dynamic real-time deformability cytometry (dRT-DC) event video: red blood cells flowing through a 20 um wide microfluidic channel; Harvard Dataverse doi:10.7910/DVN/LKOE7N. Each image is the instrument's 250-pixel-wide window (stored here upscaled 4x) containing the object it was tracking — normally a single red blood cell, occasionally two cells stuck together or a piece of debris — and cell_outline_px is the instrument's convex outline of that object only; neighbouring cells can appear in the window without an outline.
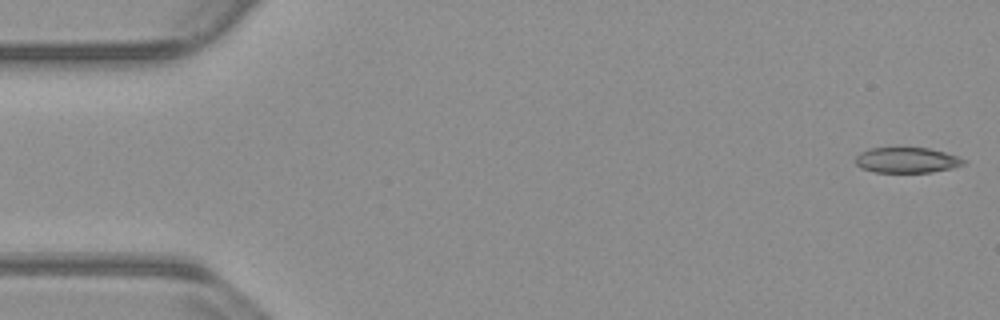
{"species": "common noctule bat (a hibernating species)", "species_latin": "Nyctalus noctula", "temperature_condition": "warm", "stored_images_in_passage": 53, "camera_frame_rate_fps": 3000, "um_per_image_px": 0.085, "animal": {"sex": "male", "body_mass_g": 23.1, "forearm_length_mm": 52.7}, "frame": {"image": 1, "passage_image": 1, "time_ms": 0.0, "image_size_px": [1000, 320], "cell_outline_px": [[968, 160], [964, 164], [952, 168], [932, 172], [876, 172], [860, 168], [856, 164], [856, 156], [860, 152], [868, 148], [928, 148], [960, 156]], "centroid_in_image_um": [77.1, 13.61], "position_along_channel_um": 7.9, "area_um2": 16.13}}
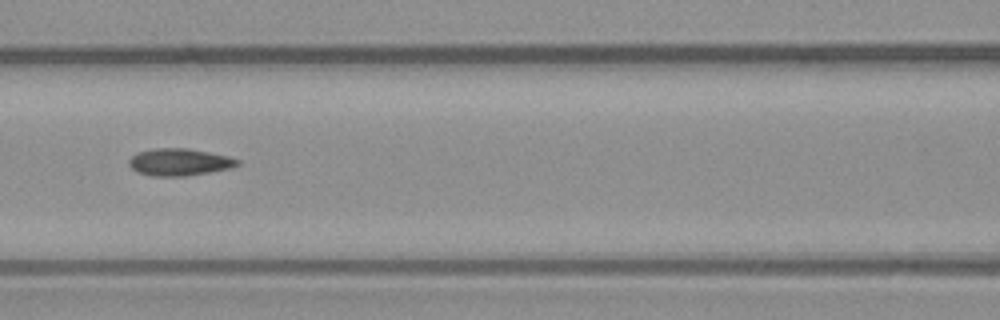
{"frame": {"image": 2, "passage_image": 23, "time_ms": 7.333, "image_size_px": [1000, 320], "cell_outline_px": [[240, 164], [232, 168], [188, 176], [152, 176], [136, 172], [128, 164], [128, 160], [136, 152], [152, 148], [188, 148], [228, 156], [240, 160]], "centroid_in_image_um": [15.23, 13.78], "position_along_channel_um": 151.4, "area_um2": 17.4}}
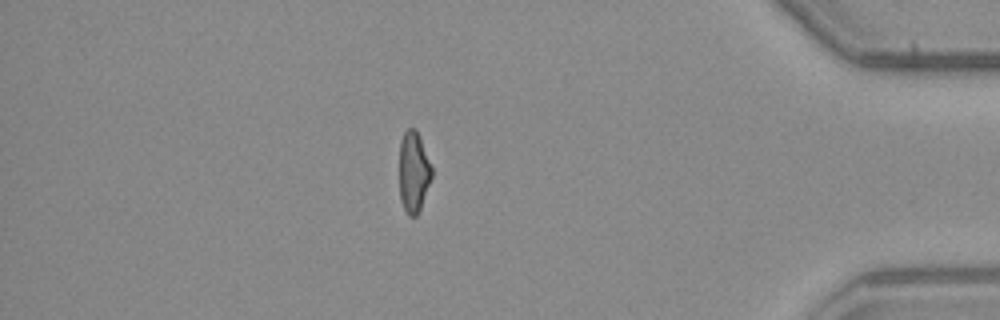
{"frame": {"image": 3, "passage_image": 46, "time_ms": 15.0, "image_size_px": [1000, 320], "cell_outline_px": [[432, 176], [420, 208], [416, 216], [408, 216], [400, 200], [400, 140], [404, 132], [408, 128], [416, 128], [420, 136], [432, 168]], "centroid_in_image_um": [35.15, 14.59], "position_along_channel_um": 400.1, "area_um2": 15.2}, "authors_computed_cell_mechanics": {"area_um2": 16.9932, "velocity_mm_per_s": 3.8249, "shape_relaxation_time_tau1_ms": null, "shape_relaxation_time_tau2_ms": 2.9242, "deformation_change_tau1": null, "deformation_change_tau2": 0.0976}}